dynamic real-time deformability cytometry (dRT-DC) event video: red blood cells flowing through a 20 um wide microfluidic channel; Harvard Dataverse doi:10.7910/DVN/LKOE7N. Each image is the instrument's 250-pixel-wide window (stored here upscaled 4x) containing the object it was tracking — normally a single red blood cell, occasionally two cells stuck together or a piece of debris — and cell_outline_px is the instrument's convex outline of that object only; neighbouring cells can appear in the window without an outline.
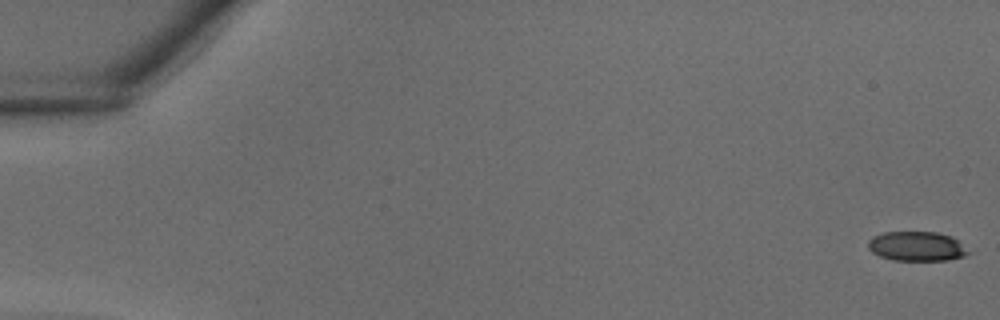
{"species": "common noctule bat (a hibernating species)", "species_latin": "Nyctalus noctula", "temperature_condition": "warm", "stored_images_in_passage": 11, "camera_frame_rate_fps": 3000, "um_per_image_px": 0.085, "animal": {"sex": "male", "body_mass_g": 18.8}, "frame": {"image": 1, "passage_image": 1, "time_ms": 0.0, "image_size_px": [1000, 320], "cell_outline_px": [[972, 252], [964, 256], [948, 260], [892, 260], [880, 256], [872, 252], [868, 248], [868, 240], [872, 236], [884, 232], [936, 232], [952, 236]], "centroid_in_image_um": [77.92, 20.93], "position_along_channel_um": 7.1, "area_um2": 17.34}}